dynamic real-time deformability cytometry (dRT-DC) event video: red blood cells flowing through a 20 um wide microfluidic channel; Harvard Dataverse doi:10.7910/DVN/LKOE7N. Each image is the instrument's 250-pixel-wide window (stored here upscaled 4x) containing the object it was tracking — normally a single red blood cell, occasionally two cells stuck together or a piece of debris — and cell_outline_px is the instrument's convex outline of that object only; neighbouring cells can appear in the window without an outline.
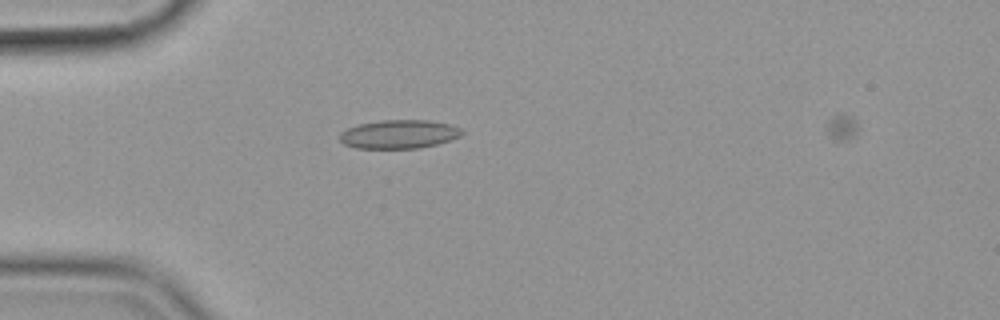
{"species": "common noctule bat (a hibernating species)", "species_latin": "Nyctalus noctula", "temperature_condition": "cold", "stored_images_in_passage": 41, "camera_frame_rate_fps": 3000, "um_per_image_px": 0.085, "animal": {"sex": "female", "body_mass_g": 19.9}, "frame": {"image": 1, "passage_image": 1, "time_ms": 0.0, "image_size_px": [1000, 320], "cell_outline_px": [[464, 132], [460, 136], [436, 144], [420, 148], [356, 148], [344, 144], [340, 140], [340, 132], [348, 128], [360, 124], [380, 120], [428, 120], [452, 124], [460, 128]], "centroid_in_image_um": [33.92, 11.4], "position_along_channel_um": 51.1, "area_um2": 20.35}}
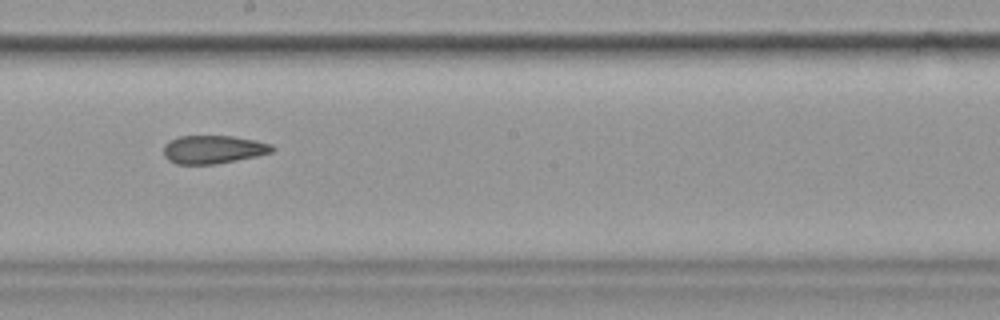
{"frame": {"image": 2, "passage_image": 17, "time_ms": 5.333, "image_size_px": [1000, 320], "cell_outline_px": [[276, 148], [272, 152], [256, 156], [216, 164], [176, 164], [168, 160], [164, 156], [164, 144], [168, 140], [180, 136], [232, 136], [256, 140], [272, 144]], "centroid_in_image_um": [18.12, 12.7], "position_along_channel_um": 230.1, "area_um2": 17.98}}
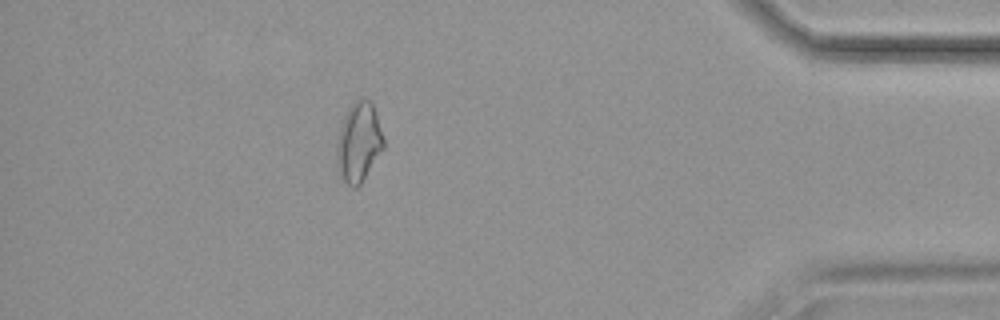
{"frame": {"image": 3, "passage_image": 35, "time_ms": 11.333, "image_size_px": [1000, 320], "cell_outline_px": [[384, 148], [360, 184], [356, 188], [352, 188], [340, 180], [336, 164], [336, 144], [340, 128], [344, 116], [348, 108], [360, 96], [364, 96], [372, 104], [376, 112], [384, 140]], "centroid_in_image_um": [30.46, 12.11], "position_along_channel_um": 404.7, "area_um2": 22.02}, "authors_computed_cell_mechanics": {"area_um2": 19.1896, "velocity_mm_per_s": 3.5919, "shape_relaxation_time_tau1_ms": null, "shape_relaxation_time_tau2_ms": 5.016, "deformation_change_tau1": null, "deformation_change_tau2": 0.1088}}